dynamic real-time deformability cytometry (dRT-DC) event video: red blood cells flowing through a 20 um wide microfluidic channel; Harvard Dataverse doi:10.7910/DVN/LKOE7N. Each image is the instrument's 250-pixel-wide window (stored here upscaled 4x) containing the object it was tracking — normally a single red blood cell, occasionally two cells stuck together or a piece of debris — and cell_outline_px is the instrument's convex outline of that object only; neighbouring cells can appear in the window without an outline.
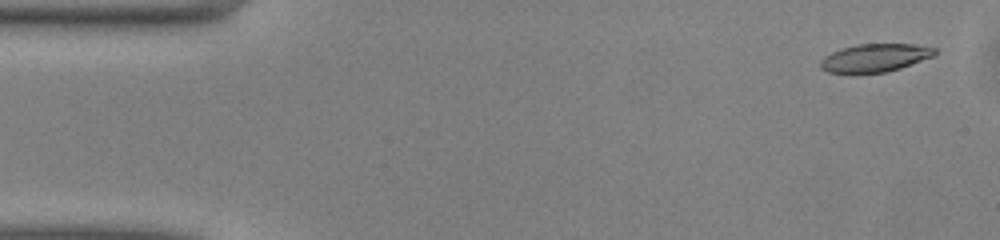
{"species": "common noctule bat (a hibernating species)", "species_latin": "Nyctalus noctula", "temperature_condition": "warm", "stored_images_in_passage": 49, "camera_frame_rate_fps": 3000, "um_per_image_px": 0.085, "animal": {"sex": "male", "body_mass_g": 13.0, "forearm_length_mm": 53.1}, "frame": {"image": 1, "passage_image": 2, "time_ms": 0.333, "image_size_px": [1000, 240], "cell_outline_px": [[936, 56], [888, 72], [852, 76], [828, 72], [820, 68], [820, 60], [824, 56], [840, 48], [856, 44], [916, 44], [936, 48]], "centroid_in_image_um": [74.33, 4.96], "position_along_channel_um": 10.7, "area_um2": 19.59}}
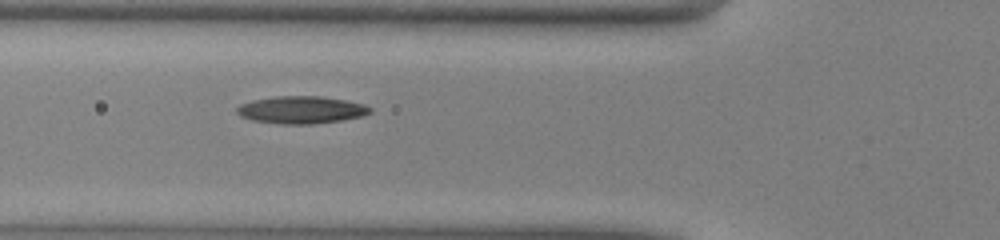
{"frame": {"image": 2, "passage_image": 17, "time_ms": 5.333, "image_size_px": [1000, 240], "cell_outline_px": [[372, 112], [364, 116], [344, 120], [312, 124], [280, 124], [252, 120], [240, 116], [236, 112], [236, 108], [240, 104], [252, 100], [276, 96], [320, 96], [344, 100], [364, 104], [372, 108]], "centroid_in_image_um": [25.62, 9.34], "position_along_channel_um": 100.2, "area_um2": 21.44}}
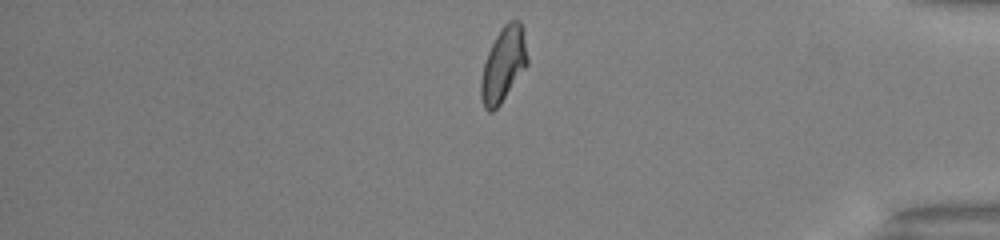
{"frame": {"image": 3, "passage_image": 41, "time_ms": 13.333, "image_size_px": [1000, 240], "cell_outline_px": [[528, 64], [500, 104], [492, 112], [488, 112], [484, 108], [480, 96], [480, 80], [484, 64], [488, 52], [500, 28], [508, 20], [520, 20], [524, 32], [528, 56]], "centroid_in_image_um": [42.79, 5.47], "position_along_channel_um": 392.4, "area_um2": 20.23}, "authors_computed_cell_mechanics": {"area_um2": 20.1144, "velocity_mm_per_s": 4.0735, "shape_relaxation_time_tau1_ms": 4.3436, "shape_relaxation_time_tau2_ms": 3.7372, "deformation_change_tau1": 0.1603, "deformation_change_tau2": 0.1118}}